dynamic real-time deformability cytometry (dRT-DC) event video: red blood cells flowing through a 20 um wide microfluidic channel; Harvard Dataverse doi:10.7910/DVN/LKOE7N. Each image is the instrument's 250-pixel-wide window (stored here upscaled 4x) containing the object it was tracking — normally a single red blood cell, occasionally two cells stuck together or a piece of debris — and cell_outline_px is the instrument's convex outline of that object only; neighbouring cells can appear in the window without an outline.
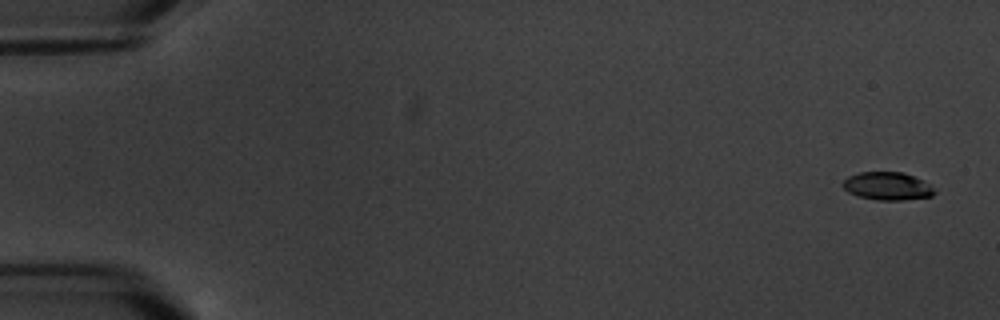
{"species": "common noctule bat (a hibernating species)", "species_latin": "Nyctalus noctula", "temperature_condition": "warm", "stored_images_in_passage": 7, "camera_frame_rate_fps": 3000, "um_per_image_px": 0.085, "animal": {"sex": "male", "body_mass_g": 20.1, "forearm_length_mm": 53.5}, "frame": {"image": 1, "passage_image": 1, "time_ms": 0.0, "image_size_px": [1000, 320], "cell_outline_px": [[936, 192], [932, 196], [904, 200], [876, 200], [860, 196], [848, 192], [844, 188], [844, 180], [848, 176], [860, 172], [904, 172], [924, 180]], "centroid_in_image_um": [75.45, 15.81], "position_along_channel_um": 9.5, "area_um2": 14.85}}
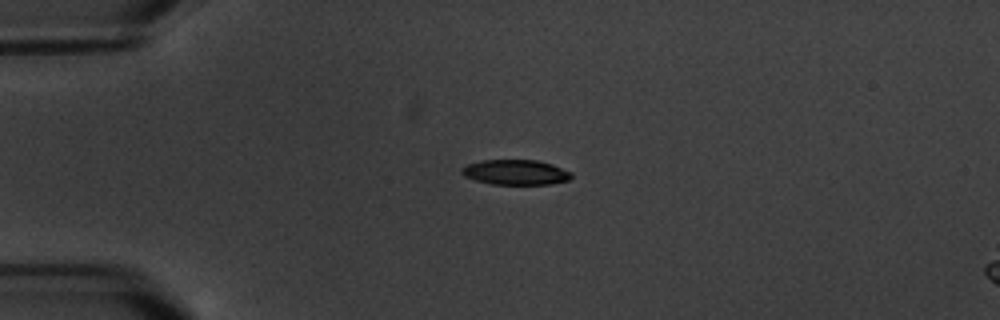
{"frame": {"image": 2, "passage_image": 5, "time_ms": 4.333, "image_size_px": [1000, 320], "cell_outline_px": [[572, 176], [568, 180], [552, 184], [492, 184], [476, 180], [464, 176], [460, 172], [460, 168], [468, 164], [480, 160], [536, 160], [552, 164], [572, 172]], "centroid_in_image_um": [43.81, 14.64], "position_along_channel_um": 41.2, "area_um2": 16.07}}